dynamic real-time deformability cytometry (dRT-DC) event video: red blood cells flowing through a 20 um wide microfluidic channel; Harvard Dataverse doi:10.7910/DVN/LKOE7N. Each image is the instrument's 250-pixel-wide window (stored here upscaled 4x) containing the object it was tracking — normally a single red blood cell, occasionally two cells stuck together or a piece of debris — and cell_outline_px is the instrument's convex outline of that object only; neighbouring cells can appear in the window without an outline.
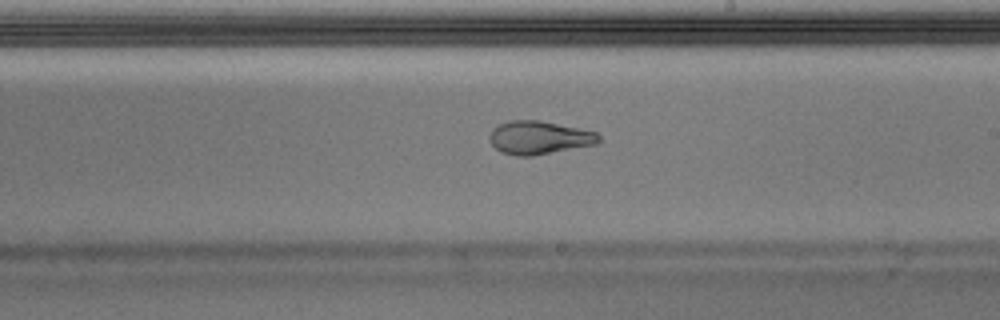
{"species": "Egyptian fruit bat (a non-hibernating species)", "species_latin": "Rousettus aegyptiacus", "temperature_condition": "warm", "stored_images_in_passage": 38, "camera_frame_rate_fps": 3000, "um_per_image_px": 0.085, "animal": {"sex": "male"}, "frame": {"image": 1, "passage_image": 17, "time_ms": 5.333, "image_size_px": [1000, 320], "cell_outline_px": [[600, 140], [596, 144], [532, 156], [516, 156], [504, 152], [496, 148], [492, 144], [488, 136], [492, 128], [508, 120], [540, 120], [596, 132], [600, 136]], "centroid_in_image_um": [45.8, 11.69], "position_along_channel_um": 243.2, "area_um2": 21.04}, "authors_computed_cell_mechanics": {"area_um2": 21.1259, "velocity_mm_per_s": 3.9854, "shape_relaxation_time_tau1_ms": null, "shape_relaxation_time_tau2_ms": 1.3407, "deformation_change_tau1": null, "deformation_change_tau2": 0.0808}}